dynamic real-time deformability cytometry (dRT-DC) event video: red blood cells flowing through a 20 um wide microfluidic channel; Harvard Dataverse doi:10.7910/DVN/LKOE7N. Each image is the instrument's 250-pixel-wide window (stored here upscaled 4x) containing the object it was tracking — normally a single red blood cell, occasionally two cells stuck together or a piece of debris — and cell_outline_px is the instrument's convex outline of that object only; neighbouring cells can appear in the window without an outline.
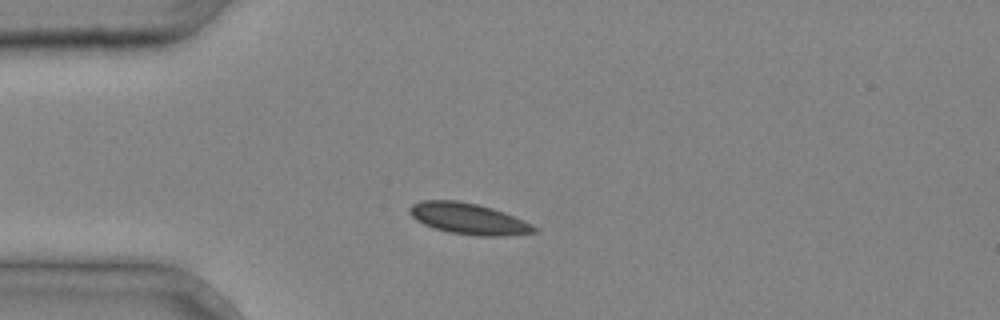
{"species": "common noctule bat (a hibernating species)", "species_latin": "Nyctalus noctula", "temperature_condition": "cold", "stored_images_in_passage": 1, "camera_frame_rate_fps": 3000, "um_per_image_px": 0.085, "animal": {"sex": "male", "body_mass_g": 20.4}, "frame": {"image": 1, "passage_image": 1, "time_ms": 0.0, "image_size_px": [1000, 320], "cell_outline_px": [[540, 232], [504, 236], [476, 236], [448, 232], [424, 224], [416, 220], [408, 212], [408, 208], [412, 204], [420, 200], [456, 200], [476, 204], [492, 208], [504, 212], [524, 220], [540, 228]], "centroid_in_image_um": [39.86, 18.6], "position_along_channel_um": 45.1, "area_um2": 22.83}}